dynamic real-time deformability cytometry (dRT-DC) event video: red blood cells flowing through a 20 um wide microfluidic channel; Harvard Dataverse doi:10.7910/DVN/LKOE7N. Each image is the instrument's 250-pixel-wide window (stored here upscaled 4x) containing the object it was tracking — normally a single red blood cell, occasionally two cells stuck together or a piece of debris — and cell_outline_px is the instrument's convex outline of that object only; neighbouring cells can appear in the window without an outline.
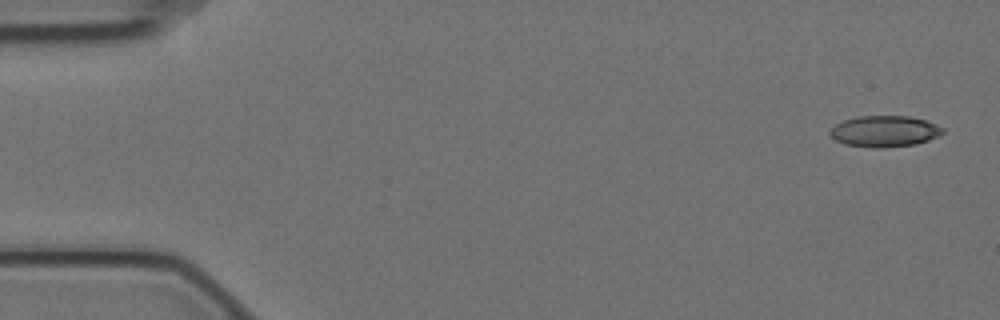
{"species": "Egyptian fruit bat (a non-hibernating species)", "species_latin": "Rousettus aegyptiacus", "temperature_condition": "cold", "stored_images_in_passage": 5, "camera_frame_rate_fps": 3000, "um_per_image_px": 0.085, "animal": {"sex": "female"}, "frame": {"image": 1, "passage_image": 1, "time_ms": 0.0, "image_size_px": [1000, 320], "cell_outline_px": [[944, 132], [928, 140], [916, 144], [880, 148], [872, 148], [844, 144], [836, 140], [828, 132], [836, 124], [844, 120], [856, 116], [908, 116], [924, 120], [936, 124], [944, 128]], "centroid_in_image_um": [75.17, 11.16], "position_along_channel_um": 9.8, "area_um2": 20.4}}
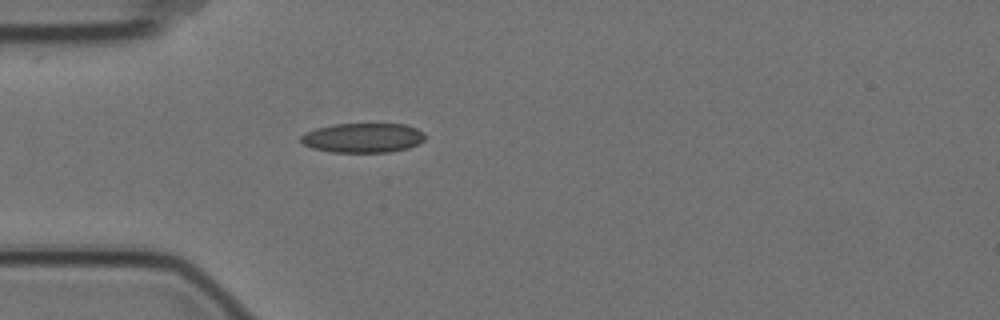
{"frame": {"image": 2, "passage_image": 5, "time_ms": 1.333, "image_size_px": [1000, 320], "cell_outline_px": [[424, 140], [408, 148], [392, 152], [332, 152], [312, 148], [304, 144], [300, 140], [300, 136], [304, 132], [316, 128], [332, 124], [408, 124], [424, 132]], "centroid_in_image_um": [30.83, 11.71], "position_along_channel_um": 54.2, "area_um2": 21.5}}